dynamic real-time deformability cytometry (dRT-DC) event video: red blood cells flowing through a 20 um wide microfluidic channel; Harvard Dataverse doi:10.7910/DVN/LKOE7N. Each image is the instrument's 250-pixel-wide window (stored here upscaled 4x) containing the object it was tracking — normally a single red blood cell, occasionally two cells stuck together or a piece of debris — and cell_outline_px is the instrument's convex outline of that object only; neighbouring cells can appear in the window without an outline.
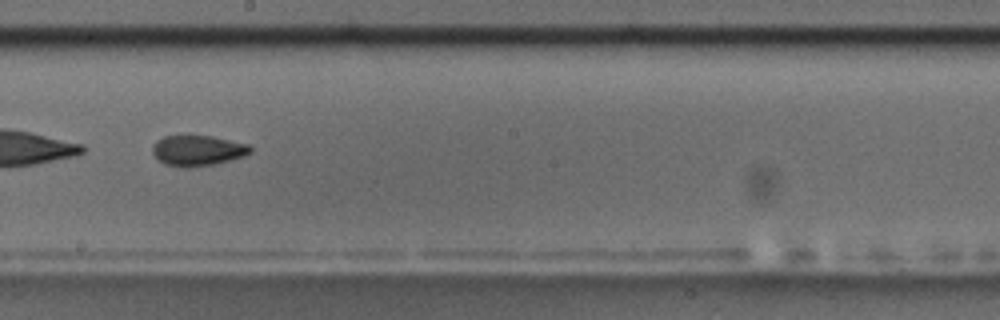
{"species": "common noctule bat (a hibernating species)", "species_latin": "Nyctalus noctula", "temperature_condition": "room temperature", "stored_images_in_passage": 42, "camera_frame_rate_fps": 3000, "um_per_image_px": 0.085, "animal": {"sex": "male", "body_mass_g": 17.5, "forearm_length_mm": 52.3}, "frame": {"image": 1, "passage_image": 19, "time_ms": 6.0, "image_size_px": [1000, 320], "cell_outline_px": [[252, 152], [244, 156], [216, 164], [188, 168], [184, 168], [164, 164], [152, 152], [152, 144], [156, 140], [164, 136], [212, 136], [248, 144], [252, 148]], "centroid_in_image_um": [16.8, 12.8], "position_along_channel_um": 231.4, "area_um2": 17.51}, "authors_computed_cell_mechanics": {"area_um2": 17.4267, "velocity_mm_per_s": 3.6014, "shape_relaxation_time_tau1_ms": null, "shape_relaxation_time_tau2_ms": 2.7626, "deformation_change_tau1": null, "deformation_change_tau2": 0.0976}}